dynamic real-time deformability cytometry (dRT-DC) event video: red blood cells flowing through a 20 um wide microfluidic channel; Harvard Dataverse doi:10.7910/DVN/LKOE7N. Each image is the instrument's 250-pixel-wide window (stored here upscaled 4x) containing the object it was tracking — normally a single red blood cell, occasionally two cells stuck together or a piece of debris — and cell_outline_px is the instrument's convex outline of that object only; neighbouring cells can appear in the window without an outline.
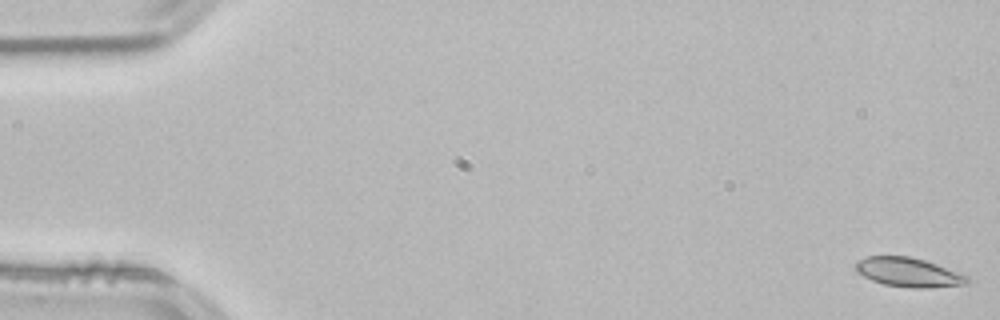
{"species": "common noctule bat (a hibernating species)", "species_latin": "Nyctalus noctula", "temperature_condition": "room temperature", "stored_images_in_passage": 15, "camera_frame_rate_fps": 3000, "um_per_image_px": 0.085, "animal": {"sex": "male", "body_mass_g": 21.5, "forearm_length_mm": 52.0}, "frame": {"image": 1, "passage_image": 1, "time_ms": 0.0, "image_size_px": [1000, 320], "cell_outline_px": [[968, 280], [964, 284], [928, 288], [912, 288], [884, 284], [872, 280], [856, 272], [856, 260], [868, 256], [908, 256], [924, 260], [936, 264], [968, 276]], "centroid_in_image_um": [77.18, 23.14], "position_along_channel_um": 7.8, "area_um2": 18.73}}